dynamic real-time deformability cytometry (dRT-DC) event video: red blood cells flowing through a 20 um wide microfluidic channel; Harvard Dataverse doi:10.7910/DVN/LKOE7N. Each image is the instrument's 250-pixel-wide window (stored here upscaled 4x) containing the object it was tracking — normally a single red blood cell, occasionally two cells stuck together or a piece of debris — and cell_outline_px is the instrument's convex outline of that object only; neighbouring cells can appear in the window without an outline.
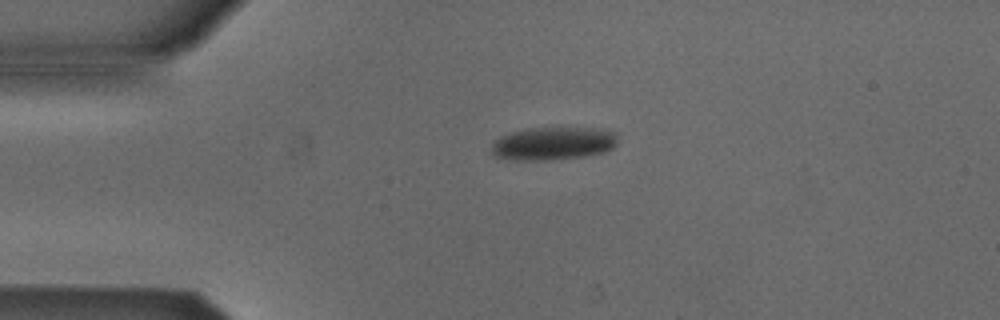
{"species": "Egyptian fruit bat (a non-hibernating species)", "species_latin": "Rousettus aegyptiacus", "temperature_condition": "cold", "stored_images_in_passage": 42, "camera_frame_rate_fps": 3000, "um_per_image_px": 0.085, "animal": {"sex": "male"}, "frame": {"image": 1, "passage_image": 1, "time_ms": 0.0, "image_size_px": [1000, 320], "cell_outline_px": [[616, 144], [612, 148], [604, 152], [584, 156], [548, 160], [516, 160], [496, 156], [492, 152], [492, 144], [500, 136], [512, 132], [532, 128], [584, 128], [616, 132]], "centroid_in_image_um": [47.01, 12.2], "position_along_channel_um": 38.0, "area_um2": 23.87}}
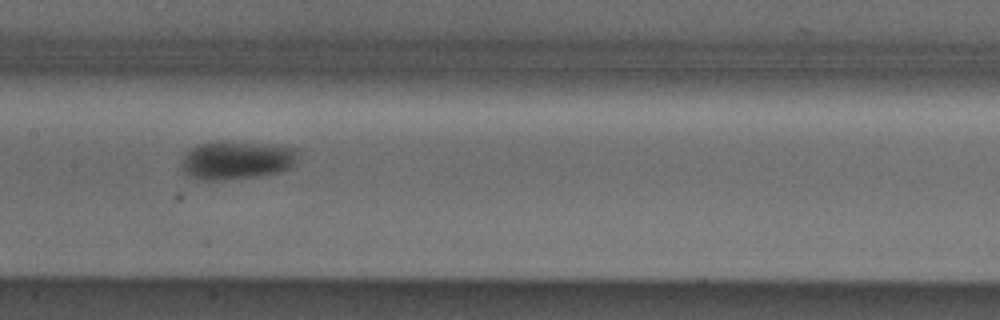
{"frame": {"image": 2, "passage_image": 15, "time_ms": 4.667, "image_size_px": [1000, 320], "cell_outline_px": [[300, 148], [292, 164], [288, 168], [280, 172], [260, 176], [228, 180], [200, 180], [184, 176], [180, 168], [180, 164], [184, 152], [188, 148], [196, 144], [220, 140], [224, 140]], "centroid_in_image_um": [19.98, 13.61], "position_along_channel_um": 187.4, "area_um2": 26.82}}
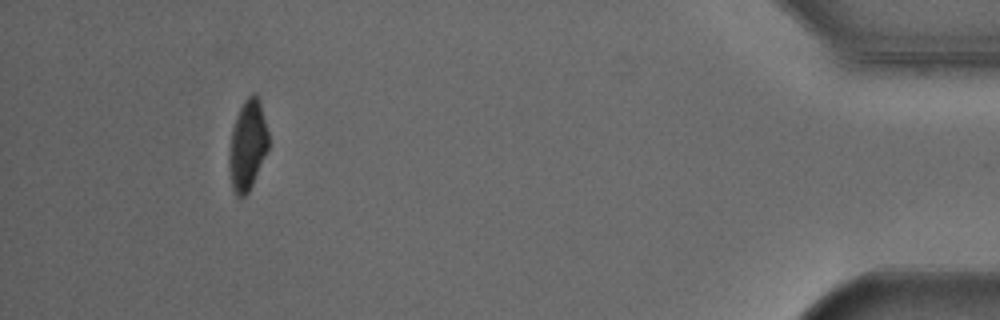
{"frame": {"image": 3, "passage_image": 38, "time_ms": 12.333, "image_size_px": [1000, 320], "cell_outline_px": [[268, 148], [252, 184], [248, 192], [244, 196], [236, 196], [232, 188], [228, 168], [228, 156], [232, 128], [236, 116], [244, 100], [252, 92], [256, 92], [260, 100], [268, 132]], "centroid_in_image_um": [21.02, 12.31], "position_along_channel_um": 414.2, "area_um2": 20.69}, "authors_computed_cell_mechanics": {"area_um2": 24.3627, "velocity_mm_per_s": 3.8616, "shape_relaxation_time_tau1_ms": 3.3485, "shape_relaxation_time_tau2_ms": null, "deformation_change_tau1": 0.1054, "deformation_change_tau2": null}}